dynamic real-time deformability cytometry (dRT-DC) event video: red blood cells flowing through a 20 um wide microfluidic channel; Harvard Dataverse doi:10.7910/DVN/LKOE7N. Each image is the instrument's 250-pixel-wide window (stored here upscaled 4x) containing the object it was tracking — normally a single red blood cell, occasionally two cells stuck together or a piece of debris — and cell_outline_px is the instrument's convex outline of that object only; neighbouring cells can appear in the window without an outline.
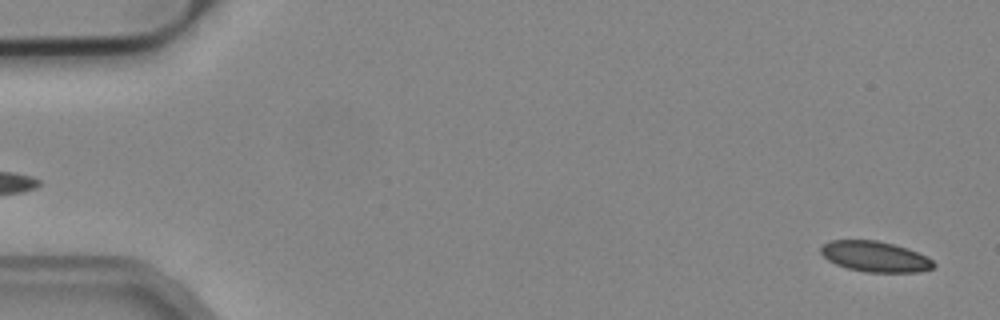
{"species": "common noctule bat (a hibernating species)", "species_latin": "Nyctalus noctula", "temperature_condition": "cold", "stored_images_in_passage": 55, "camera_frame_rate_fps": 3000, "um_per_image_px": 0.085, "animal": {"sex": "male", "body_mass_g": 19.2, "forearm_length_mm": 51.8}, "frame": {"image": 1, "passage_image": 2, "time_ms": 0.333, "image_size_px": [1000, 320], "cell_outline_px": [[936, 264], [932, 268], [920, 272], [868, 272], [848, 268], [836, 264], [828, 260], [820, 252], [820, 248], [824, 244], [832, 240], [876, 240], [892, 244], [916, 252], [932, 260]], "centroid_in_image_um": [74.36, 21.81], "position_along_channel_um": 10.6, "area_um2": 19.77}}
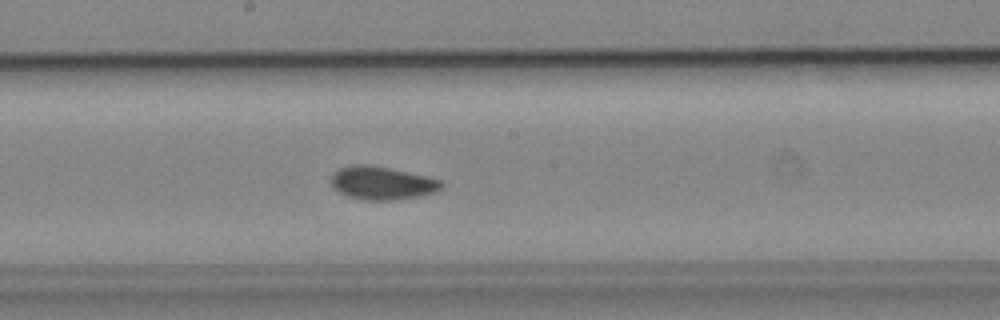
{"frame": {"image": 2, "passage_image": 29, "time_ms": 9.333, "image_size_px": [1000, 320], "cell_outline_px": [[444, 184], [436, 192], [420, 196], [396, 200], [364, 200], [348, 196], [332, 188], [332, 176], [340, 168], [352, 164], [364, 164], [388, 168], [424, 176], [440, 180]], "centroid_in_image_um": [32.46, 15.57], "position_along_channel_um": 215.7, "area_um2": 21.04}}
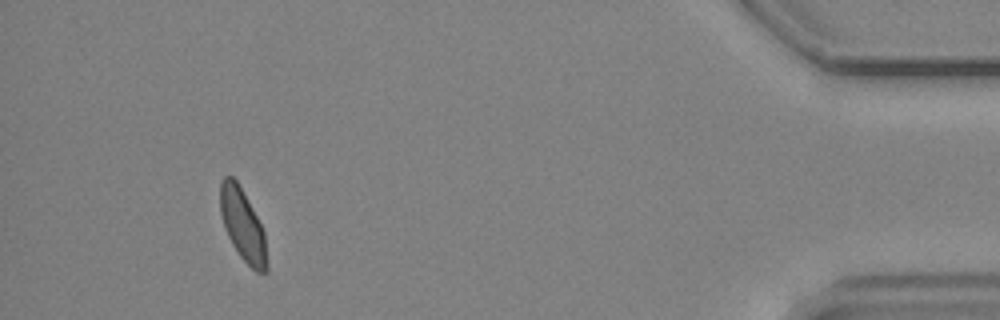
{"frame": {"image": 3, "passage_image": 50, "time_ms": 16.333, "image_size_px": [1000, 320], "cell_outline_px": [[268, 272], [256, 272], [240, 256], [232, 244], [224, 228], [220, 212], [220, 180], [224, 176], [232, 176], [236, 180], [256, 216], [264, 232], [268, 264]], "centroid_in_image_um": [20.62, 19.15], "position_along_channel_um": 414.6, "area_um2": 19.36}}